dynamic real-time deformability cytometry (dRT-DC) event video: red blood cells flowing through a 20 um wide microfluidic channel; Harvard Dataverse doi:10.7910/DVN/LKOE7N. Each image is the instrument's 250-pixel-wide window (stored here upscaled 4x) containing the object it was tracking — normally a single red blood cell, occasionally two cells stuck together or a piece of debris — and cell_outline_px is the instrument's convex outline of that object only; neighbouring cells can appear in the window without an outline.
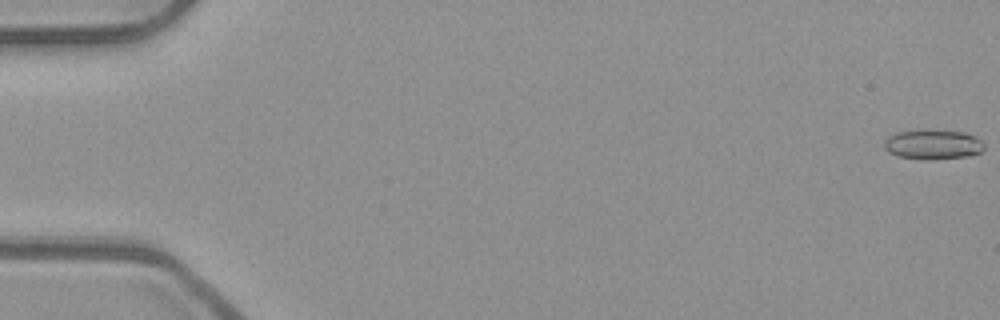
{"species": "common noctule bat (a hibernating species)", "species_latin": "Nyctalus noctula", "temperature_condition": "room temperature", "stored_images_in_passage": 53, "camera_frame_rate_fps": 3000, "um_per_image_px": 0.085, "animal": {"sex": "male", "body_mass_g": 23.1, "forearm_length_mm": 52.7}, "frame": {"image": 1, "passage_image": 1, "time_ms": 0.0, "image_size_px": [1000, 320], "cell_outline_px": [[984, 148], [980, 152], [968, 156], [932, 160], [924, 160], [896, 156], [888, 152], [884, 148], [884, 140], [888, 136], [896, 132], [928, 128], [964, 132], [976, 136], [984, 144]], "centroid_in_image_um": [79.27, 12.26], "position_along_channel_um": 5.7, "area_um2": 17.92}}
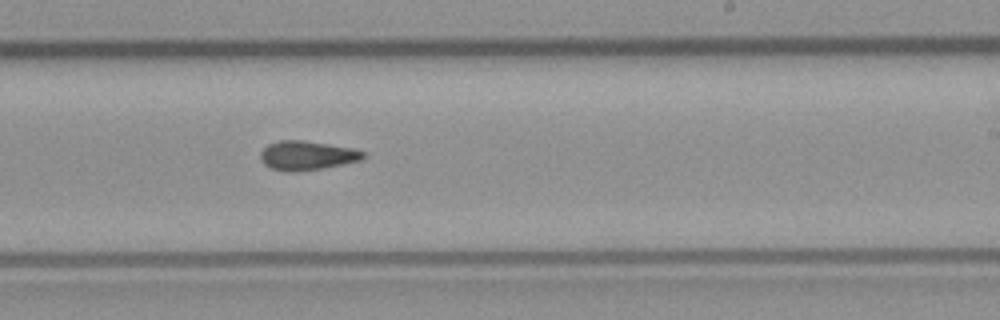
{"frame": {"image": 2, "passage_image": 33, "time_ms": 10.667, "image_size_px": [1000, 320], "cell_outline_px": [[364, 156], [360, 160], [324, 168], [292, 172], [284, 172], [272, 168], [264, 164], [260, 160], [260, 152], [268, 144], [280, 140], [304, 140], [352, 148], [364, 152]], "centroid_in_image_um": [26.04, 13.22], "position_along_channel_um": 263.0, "area_um2": 17.4}}
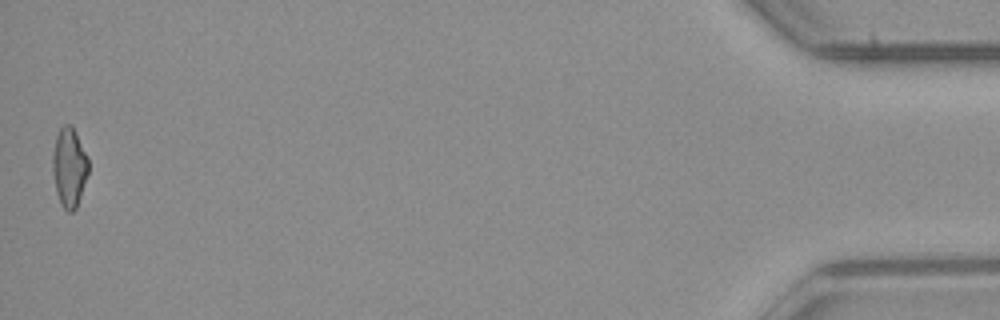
{"frame": {"image": 3, "passage_image": 53, "time_ms": 17.333, "image_size_px": [1000, 320], "cell_outline_px": [[88, 172], [76, 208], [72, 212], [68, 212], [60, 204], [56, 192], [52, 172], [52, 152], [56, 136], [60, 128], [64, 124], [72, 124], [88, 160]], "centroid_in_image_um": [5.85, 14.22], "position_along_channel_um": 429.3, "area_um2": 16.47}, "authors_computed_cell_mechanics": {"area_um2": 17.1666, "velocity_mm_per_s": 3.9769, "shape_relaxation_time_tau1_ms": null, "shape_relaxation_time_tau2_ms": 3.8913, "deformation_change_tau1": null, "deformation_change_tau2": 0.128}}